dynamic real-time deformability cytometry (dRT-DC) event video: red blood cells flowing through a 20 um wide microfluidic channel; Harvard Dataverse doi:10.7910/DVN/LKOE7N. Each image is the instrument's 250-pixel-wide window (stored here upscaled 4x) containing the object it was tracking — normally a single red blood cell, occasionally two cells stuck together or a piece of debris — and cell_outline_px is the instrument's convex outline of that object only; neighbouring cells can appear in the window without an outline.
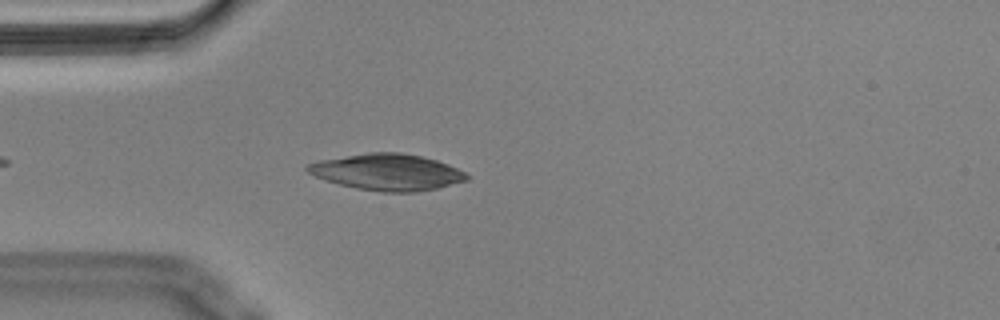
{"species": "Egyptian fruit bat (a non-hibernating species)", "species_latin": "Rousettus aegyptiacus", "temperature_condition": "cold", "stored_images_in_passage": 30, "camera_frame_rate_fps": 3000, "um_per_image_px": 0.085, "animal": {"sex": "male"}, "frame": {"image": 1, "passage_image": 5, "time_ms": 1.333, "image_size_px": [1000, 320], "cell_outline_px": [[468, 180], [436, 188], [416, 192], [384, 192], [356, 188], [324, 180], [308, 172], [304, 168], [308, 164], [320, 160], [368, 152], [400, 152], [420, 156], [436, 160], [448, 164], [468, 172]], "centroid_in_image_um": [32.94, 14.62], "position_along_channel_um": 52.1, "area_um2": 33.7}}
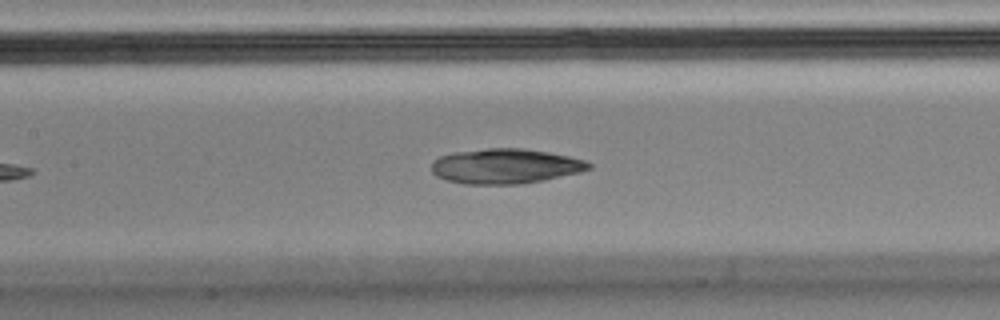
{"frame": {"image": 2, "passage_image": 15, "time_ms": 4.667, "image_size_px": [1000, 320], "cell_outline_px": [[592, 168], [580, 172], [544, 180], [520, 184], [464, 184], [448, 180], [436, 176], [432, 172], [432, 160], [440, 156], [452, 152], [488, 148], [524, 148], [548, 152], [568, 156], [584, 160], [592, 164]], "centroid_in_image_um": [42.94, 14.12], "position_along_channel_um": 164.5, "area_um2": 32.14}}
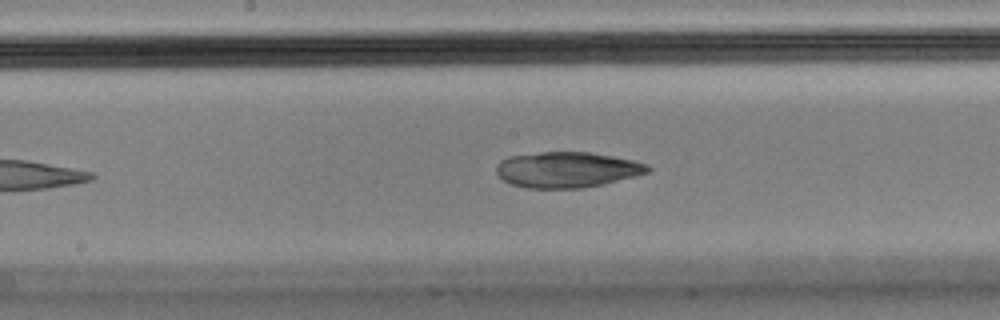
{"frame": {"image": 3, "passage_image": 18, "time_ms": 5.667, "image_size_px": [1000, 320], "cell_outline_px": [[652, 168], [648, 172], [636, 176], [604, 184], [584, 188], [524, 188], [512, 184], [504, 180], [496, 172], [496, 164], [500, 160], [508, 156], [540, 152], [588, 152], [612, 156], [632, 160], [648, 164]], "centroid_in_image_um": [48.19, 14.42], "position_along_channel_um": 200.0, "area_um2": 31.62}}